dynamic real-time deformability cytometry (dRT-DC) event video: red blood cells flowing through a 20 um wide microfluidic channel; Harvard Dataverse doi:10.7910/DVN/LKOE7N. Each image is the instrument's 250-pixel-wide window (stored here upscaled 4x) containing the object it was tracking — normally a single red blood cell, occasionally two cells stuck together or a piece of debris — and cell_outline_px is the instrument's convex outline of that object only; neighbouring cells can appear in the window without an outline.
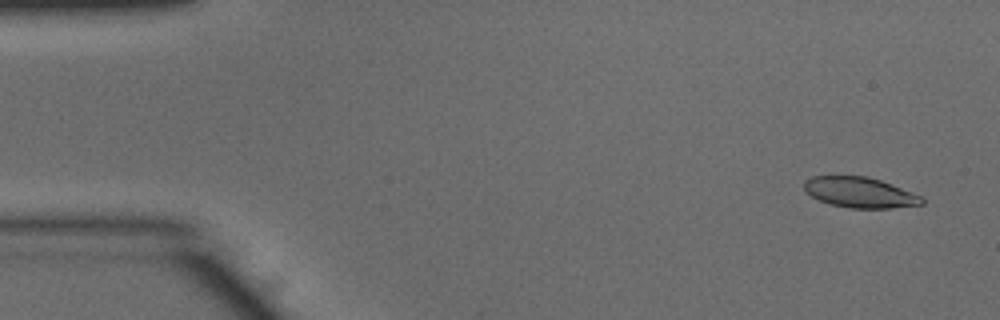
{"species": "common noctule bat (a hibernating species)", "species_latin": "Nyctalus noctula", "temperature_condition": "warm", "stored_images_in_passage": 51, "camera_frame_rate_fps": 3000, "um_per_image_px": 0.085, "animal": {"sex": "male", "body_mass_g": 15.6}, "frame": {"image": 1, "passage_image": 3, "time_ms": 0.667, "image_size_px": [1000, 320], "cell_outline_px": [[924, 204], [892, 208], [852, 208], [832, 204], [820, 200], [812, 196], [804, 188], [804, 180], [812, 176], [868, 176], [880, 180], [920, 196], [924, 200]], "centroid_in_image_um": [73.08, 16.35], "position_along_channel_um": 11.9, "area_um2": 20.58}}
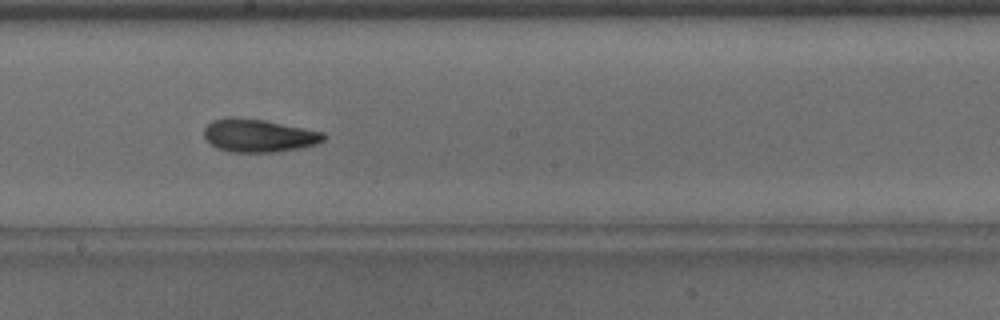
{"frame": {"image": 2, "passage_image": 28, "time_ms": 9.0, "image_size_px": [1000, 320], "cell_outline_px": [[324, 140], [316, 144], [300, 148], [276, 152], [232, 152], [216, 148], [204, 136], [204, 128], [212, 120], [228, 116], [264, 120], [324, 132]], "centroid_in_image_um": [21.96, 11.52], "position_along_channel_um": 226.2, "area_um2": 22.95}}
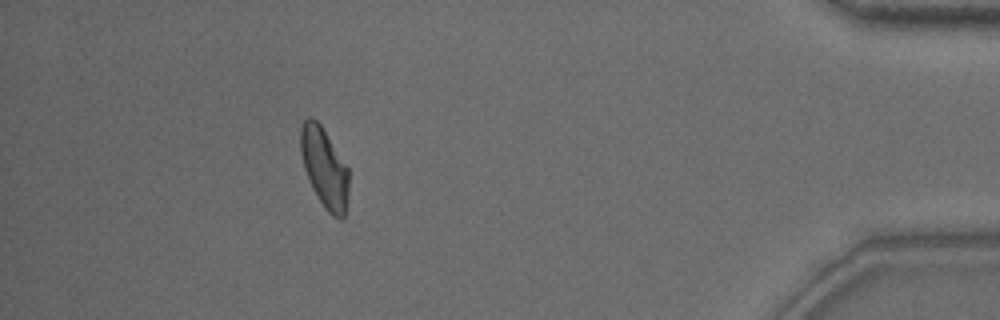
{"frame": {"image": 3, "passage_image": 46, "time_ms": 15.0, "image_size_px": [1000, 320], "cell_outline_px": [[348, 192], [344, 216], [340, 220], [332, 216], [324, 208], [312, 188], [304, 168], [300, 152], [300, 128], [304, 120], [308, 116], [312, 116], [320, 124], [348, 168]], "centroid_in_image_um": [27.55, 14.26], "position_along_channel_um": 407.6, "area_um2": 22.31}, "authors_computed_cell_mechanics": {"area_um2": 22.3108, "velocity_mm_per_s": 3.944, "shape_relaxation_time_tau1_ms": 6.1475, "shape_relaxation_time_tau2_ms": 1.593, "deformation_change_tau1": 0.1885, "deformation_change_tau2": 0.076}}